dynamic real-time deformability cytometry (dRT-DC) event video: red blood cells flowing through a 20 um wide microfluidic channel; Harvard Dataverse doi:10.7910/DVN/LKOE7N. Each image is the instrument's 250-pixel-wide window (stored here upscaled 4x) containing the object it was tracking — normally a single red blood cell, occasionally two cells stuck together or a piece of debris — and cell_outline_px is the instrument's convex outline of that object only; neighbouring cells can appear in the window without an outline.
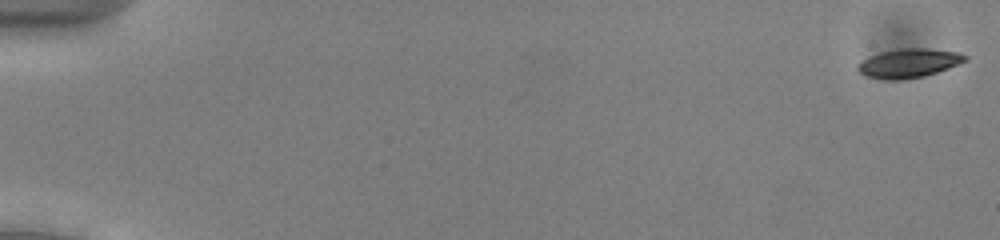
{"species": "common noctule bat (a hibernating species)", "species_latin": "Nyctalus noctula", "temperature_condition": "cold", "stored_images_in_passage": 53, "camera_frame_rate_fps": 3000, "um_per_image_px": 0.085, "animal": {"sex": "male", "body_mass_g": 13.0, "forearm_length_mm": 53.1}, "frame": {"image": 1, "passage_image": 1, "time_ms": 0.0, "image_size_px": [1000, 240], "cell_outline_px": [[968, 60], [960, 64], [924, 76], [900, 80], [888, 80], [864, 76], [856, 68], [864, 60], [872, 56], [884, 52], [900, 48], [924, 48], [960, 52], [968, 56]], "centroid_in_image_um": [77.31, 5.37], "position_along_channel_um": 7.7, "area_um2": 17.98}}
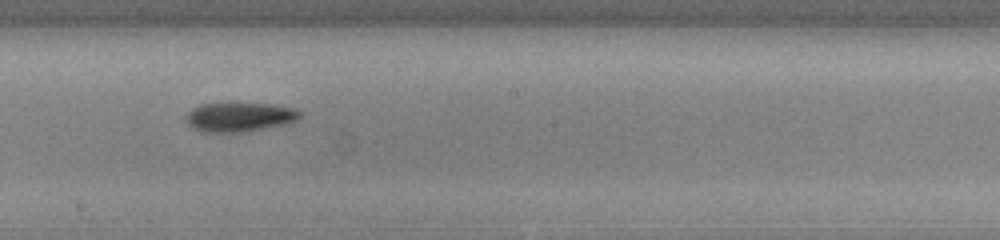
{"frame": {"image": 2, "passage_image": 31, "time_ms": 10.0, "image_size_px": [1000, 240], "cell_outline_px": [[300, 116], [296, 120], [284, 124], [244, 132], [200, 132], [192, 128], [188, 124], [184, 116], [192, 108], [200, 104], [272, 104], [296, 108], [300, 112]], "centroid_in_image_um": [20.31, 9.95], "position_along_channel_um": 227.9, "area_um2": 19.31}}
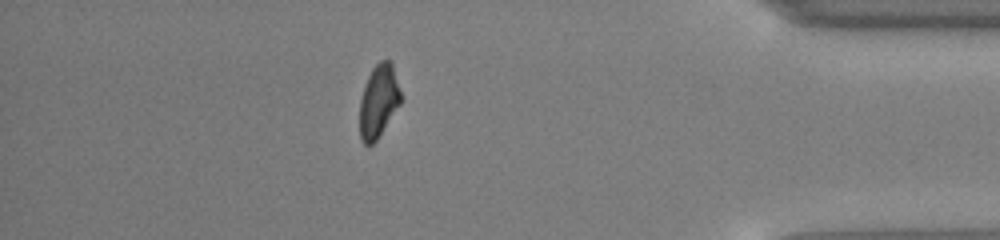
{"frame": {"image": 3, "passage_image": 47, "time_ms": 15.333, "image_size_px": [1000, 240], "cell_outline_px": [[400, 104], [376, 140], [368, 148], [360, 140], [360, 100], [368, 76], [372, 68], [380, 60], [388, 60], [392, 64], [400, 92]], "centroid_in_image_um": [32.15, 8.63], "position_along_channel_um": 403.0, "area_um2": 17.17}, "authors_computed_cell_mechanics": {"area_um2": 18.1492, "velocity_mm_per_s": 3.9605, "shape_relaxation_time_tau1_ms": 3.1525, "shape_relaxation_time_tau2_ms": null, "deformation_change_tau1": 0.1267, "deformation_change_tau2": null}}